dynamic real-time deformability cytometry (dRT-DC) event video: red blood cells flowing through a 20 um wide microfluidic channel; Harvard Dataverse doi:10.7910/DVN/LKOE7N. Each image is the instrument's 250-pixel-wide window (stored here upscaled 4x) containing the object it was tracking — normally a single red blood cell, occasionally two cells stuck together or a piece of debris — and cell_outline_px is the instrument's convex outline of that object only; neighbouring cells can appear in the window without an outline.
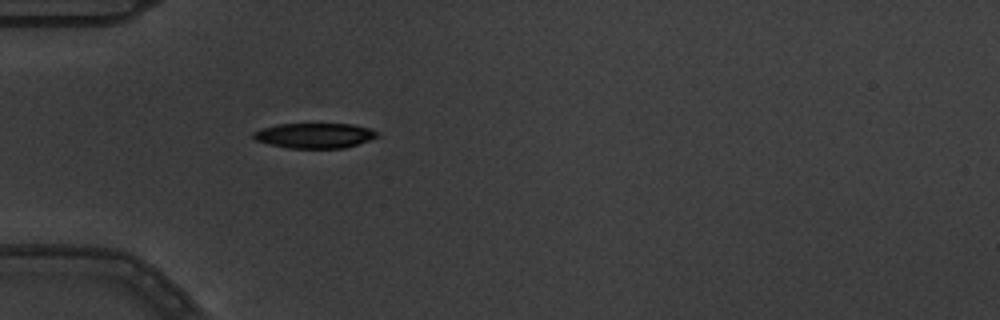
{"species": "common noctule bat (a hibernating species)", "species_latin": "Nyctalus noctula", "temperature_condition": "warm", "stored_images_in_passage": 1, "camera_frame_rate_fps": 3000, "um_per_image_px": 0.085, "animal": {"sex": "male", "body_mass_g": 19.5, "forearm_length_mm": 54.6}, "frame": {"image": 1, "passage_image": 1, "time_ms": 0.0, "image_size_px": [1000, 320], "cell_outline_px": [[380, 136], [344, 148], [288, 148], [268, 144], [256, 140], [252, 136], [252, 132], [276, 124], [352, 124], [368, 128], [380, 132]], "centroid_in_image_um": [26.74, 11.52], "position_along_channel_um": 58.3, "area_um2": 18.09}}